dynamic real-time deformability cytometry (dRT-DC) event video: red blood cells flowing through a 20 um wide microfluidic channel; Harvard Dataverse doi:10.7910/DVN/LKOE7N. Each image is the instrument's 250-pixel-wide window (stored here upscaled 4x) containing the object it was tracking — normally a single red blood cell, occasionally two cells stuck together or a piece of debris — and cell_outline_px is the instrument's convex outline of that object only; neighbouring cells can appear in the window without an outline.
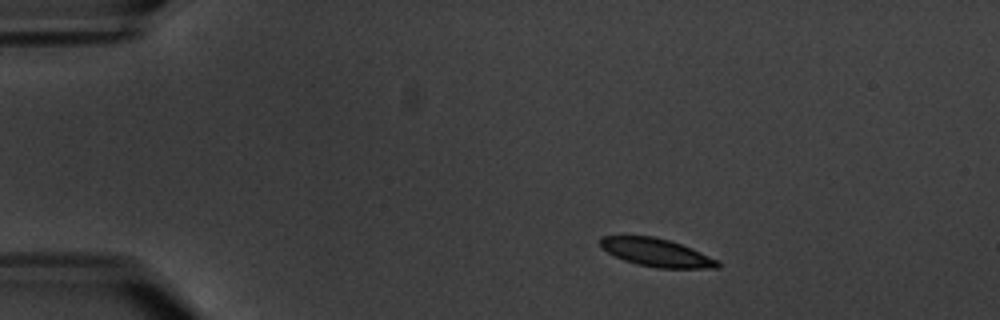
{"species": "common noctule bat (a hibernating species)", "species_latin": "Nyctalus noctula", "temperature_condition": "warm", "stored_images_in_passage": 5, "camera_frame_rate_fps": 3000, "um_per_image_px": 0.085, "animal": {"sex": "male", "body_mass_g": 20.1, "forearm_length_mm": 53.5}, "frame": {"image": 1, "passage_image": 2, "time_ms": 1.333, "image_size_px": [1000, 320], "cell_outline_px": [[720, 268], [656, 268], [636, 264], [624, 260], [600, 248], [600, 236], [652, 236], [668, 240], [692, 248], [720, 260]], "centroid_in_image_um": [55.82, 21.47], "position_along_channel_um": 29.2, "area_um2": 19.25}}
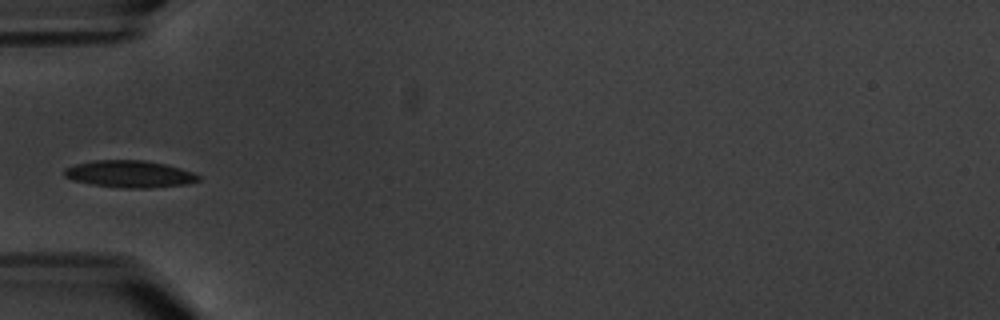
{"frame": {"image": 2, "passage_image": 5, "time_ms": 4.667, "image_size_px": [1000, 320], "cell_outline_px": [[200, 180], [184, 184], [148, 188], [124, 188], [92, 184], [72, 180], [64, 176], [64, 168], [76, 164], [96, 160], [144, 160], [164, 164], [180, 168], [192, 172], [200, 176]], "centroid_in_image_um": [10.99, 14.79], "position_along_channel_um": 74.0, "area_um2": 20.92}}